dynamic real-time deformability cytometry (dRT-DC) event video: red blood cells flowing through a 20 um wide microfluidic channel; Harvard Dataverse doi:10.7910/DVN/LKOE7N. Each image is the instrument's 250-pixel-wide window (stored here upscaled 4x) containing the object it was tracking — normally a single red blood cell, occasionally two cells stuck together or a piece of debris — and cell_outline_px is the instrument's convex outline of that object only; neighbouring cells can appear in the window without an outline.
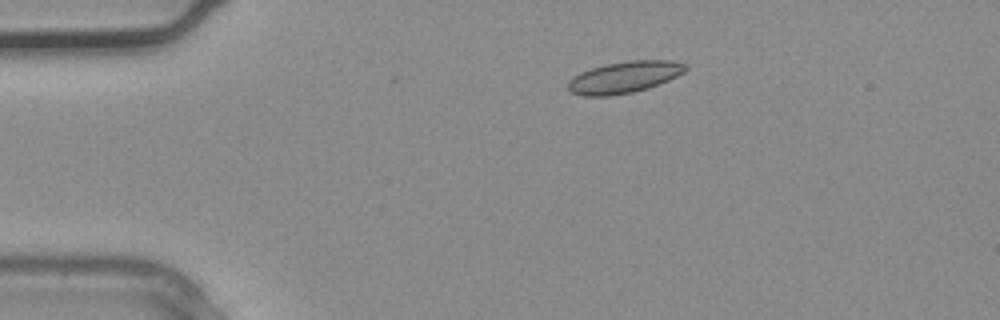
{"species": "common noctule bat (a hibernating species)", "species_latin": "Nyctalus noctula", "temperature_condition": "warm", "stored_images_in_passage": 3, "camera_frame_rate_fps": 3000, "um_per_image_px": 0.085, "animal": {"sex": "male", "body_mass_g": 20.4}, "frame": {"image": 1, "passage_image": 1, "time_ms": 0.0, "image_size_px": [1000, 320], "cell_outline_px": [[688, 68], [684, 72], [668, 80], [648, 88], [632, 92], [608, 96], [584, 96], [572, 92], [568, 88], [568, 80], [580, 72], [592, 68], [608, 64], [628, 60], [672, 60], [688, 64]], "centroid_in_image_um": [53.09, 6.55], "position_along_channel_um": 31.9, "area_um2": 21.56}}